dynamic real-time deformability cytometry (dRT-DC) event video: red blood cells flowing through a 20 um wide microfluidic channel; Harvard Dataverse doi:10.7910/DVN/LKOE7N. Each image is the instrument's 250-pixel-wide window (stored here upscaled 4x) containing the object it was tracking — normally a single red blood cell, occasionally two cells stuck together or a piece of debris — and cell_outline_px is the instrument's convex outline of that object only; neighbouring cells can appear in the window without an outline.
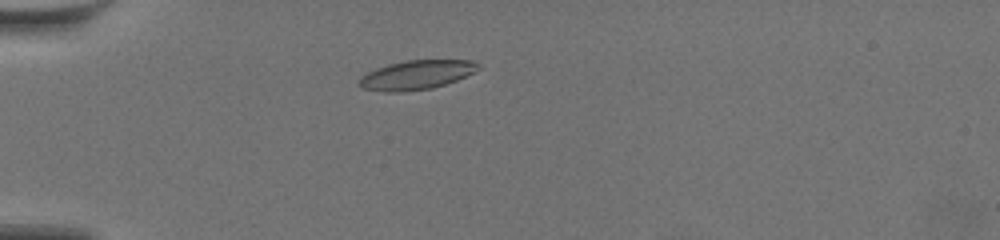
{"species": "common noctule bat (a hibernating species)", "species_latin": "Nyctalus noctula", "temperature_condition": "warm", "stored_images_in_passage": 52, "camera_frame_rate_fps": 3000, "um_per_image_px": 0.085, "animal": {"sex": "female", "body_mass_g": 19.5, "forearm_length_mm": 54.1}, "frame": {"image": 1, "passage_image": 10, "time_ms": 3.0, "image_size_px": [1000, 240], "cell_outline_px": [[480, 68], [456, 80], [432, 88], [400, 92], [384, 92], [360, 88], [356, 84], [360, 76], [376, 68], [388, 64], [408, 60], [472, 60], [480, 64]], "centroid_in_image_um": [35.33, 6.37], "position_along_channel_um": 49.7, "area_um2": 20.29}}
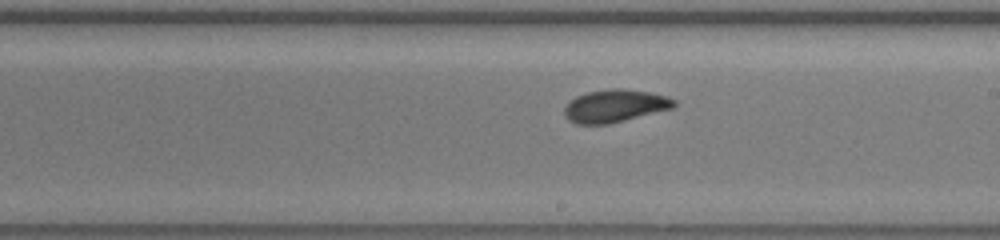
{"frame": {"image": 2, "passage_image": 28, "time_ms": 9.0, "image_size_px": [1000, 240], "cell_outline_px": [[676, 104], [672, 108], [608, 124], [576, 124], [568, 120], [564, 116], [564, 108], [576, 96], [588, 92], [612, 88], [620, 88], [648, 92], [664, 96], [676, 100]], "centroid_in_image_um": [52.23, 9.0], "position_along_channel_um": 236.8, "area_um2": 20.58}}
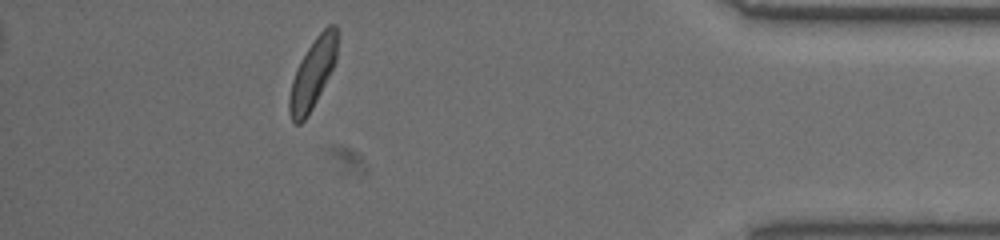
{"frame": {"image": 3, "passage_image": 46, "time_ms": 15.0, "image_size_px": [1000, 240], "cell_outline_px": [[340, 32], [336, 60], [312, 108], [304, 120], [300, 124], [296, 124], [292, 120], [288, 112], [288, 100], [292, 80], [300, 60], [316, 36], [328, 24], [336, 24]], "centroid_in_image_um": [26.6, 6.19], "position_along_channel_um": 408.6, "area_um2": 19.48}, "authors_computed_cell_mechanics": {"area_um2": 20.2589, "velocity_mm_per_s": 3.5568, "shape_relaxation_time_tau1_ms": 3.0101, "shape_relaxation_time_tau2_ms": 1.8861, "deformation_change_tau1": 0.1198, "deformation_change_tau2": 0.0714}}